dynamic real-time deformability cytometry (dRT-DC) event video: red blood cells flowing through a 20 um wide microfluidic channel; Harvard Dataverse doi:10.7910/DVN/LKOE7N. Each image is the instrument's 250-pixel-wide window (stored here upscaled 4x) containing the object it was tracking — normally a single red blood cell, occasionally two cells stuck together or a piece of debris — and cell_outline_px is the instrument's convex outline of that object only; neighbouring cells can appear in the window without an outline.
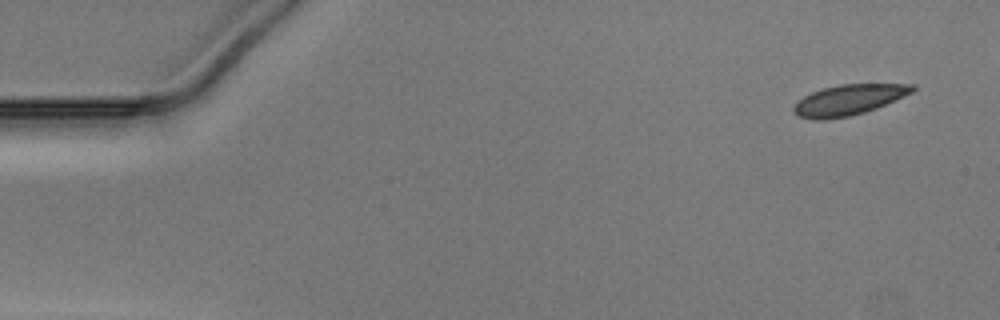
{"species": "Egyptian fruit bat (a non-hibernating species)", "species_latin": "Rousettus aegyptiacus", "temperature_condition": "warm", "stored_images_in_passage": 49, "camera_frame_rate_fps": 3000, "um_per_image_px": 0.085, "animal": {"sex": "male"}, "frame": {"image": 1, "passage_image": 1, "time_ms": 0.0, "image_size_px": [1000, 320], "cell_outline_px": [[916, 88], [912, 92], [876, 108], [864, 112], [848, 116], [824, 120], [812, 120], [800, 116], [792, 112], [792, 108], [804, 96], [812, 92], [824, 88], [840, 84], [916, 84]], "centroid_in_image_um": [72.12, 8.49], "position_along_channel_um": 12.9, "area_um2": 20.87}}
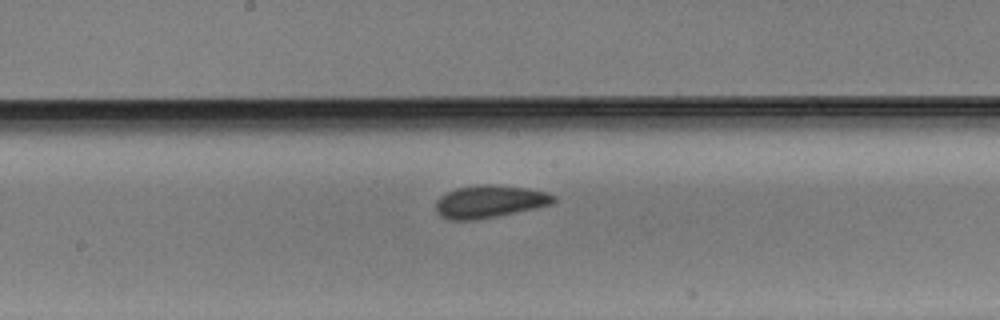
{"frame": {"image": 2, "passage_image": 25, "time_ms": 8.0, "image_size_px": [1000, 320], "cell_outline_px": [[556, 200], [552, 204], [536, 208], [496, 216], [472, 220], [448, 220], [440, 216], [436, 212], [436, 200], [440, 196], [456, 188], [480, 184], [492, 184], [528, 188], [544, 192], [556, 196]], "centroid_in_image_um": [41.59, 17.13], "position_along_channel_um": 206.6, "area_um2": 22.37}}
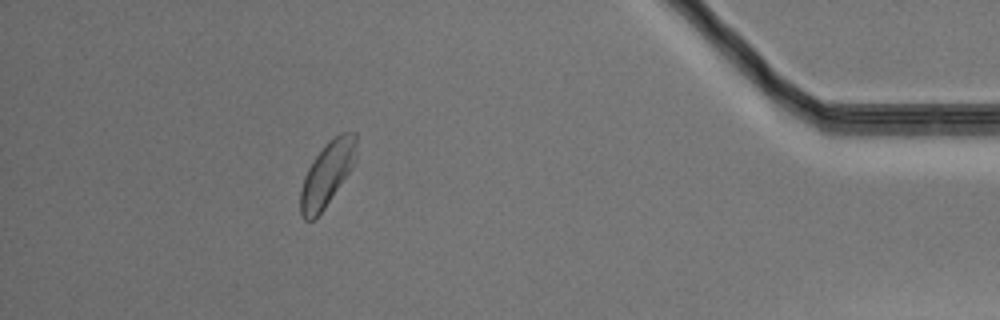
{"frame": {"image": 3, "passage_image": 44, "time_ms": 14.333, "image_size_px": [1000, 320], "cell_outline_px": [[356, 160], [352, 168], [324, 208], [312, 220], [304, 220], [300, 212], [300, 192], [304, 176], [308, 168], [324, 144], [340, 132], [356, 132]], "centroid_in_image_um": [27.81, 14.75], "position_along_channel_um": 407.4, "area_um2": 20.75}}